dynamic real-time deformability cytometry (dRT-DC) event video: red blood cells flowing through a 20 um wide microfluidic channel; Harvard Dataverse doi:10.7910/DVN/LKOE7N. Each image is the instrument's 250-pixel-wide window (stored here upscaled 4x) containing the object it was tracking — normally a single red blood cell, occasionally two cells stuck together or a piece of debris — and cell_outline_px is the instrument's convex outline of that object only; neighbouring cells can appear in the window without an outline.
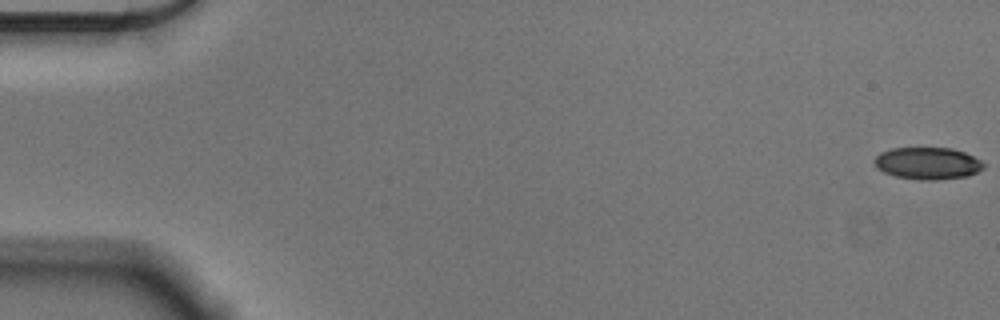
{"species": "Egyptian fruit bat (a non-hibernating species)", "species_latin": "Rousettus aegyptiacus", "temperature_condition": "cold", "stored_images_in_passage": 17, "camera_frame_rate_fps": 3000, "um_per_image_px": 0.085, "animal": {"sex": "male"}, "frame": {"image": 1, "passage_image": 1, "time_ms": 0.0, "image_size_px": [1000, 320], "cell_outline_px": [[984, 168], [968, 176], [936, 180], [920, 180], [896, 176], [884, 172], [876, 168], [872, 160], [880, 152], [892, 148], [952, 148], [964, 152], [980, 160], [984, 164]], "centroid_in_image_um": [78.82, 13.88], "position_along_channel_um": 6.2, "area_um2": 20.46}}
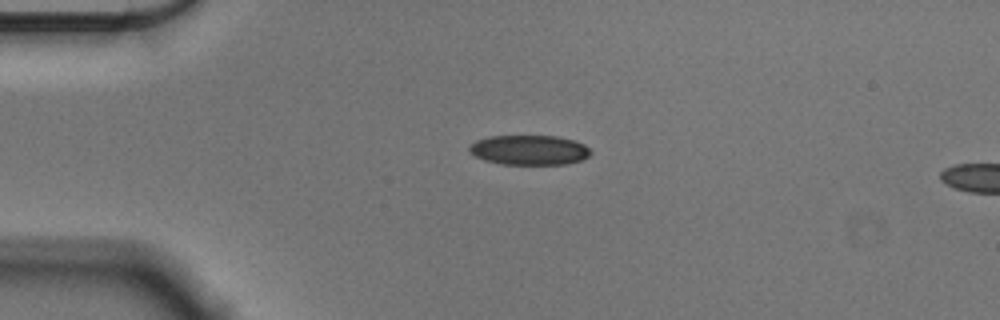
{"frame": {"image": 2, "passage_image": 14, "time_ms": 4.333, "image_size_px": [1000, 320], "cell_outline_px": [[592, 152], [588, 156], [580, 160], [564, 164], [500, 164], [484, 160], [468, 152], [468, 144], [476, 140], [488, 136], [556, 136], [572, 140], [584, 144]], "centroid_in_image_um": [44.92, 12.75], "position_along_channel_um": 40.1, "area_um2": 21.1}}